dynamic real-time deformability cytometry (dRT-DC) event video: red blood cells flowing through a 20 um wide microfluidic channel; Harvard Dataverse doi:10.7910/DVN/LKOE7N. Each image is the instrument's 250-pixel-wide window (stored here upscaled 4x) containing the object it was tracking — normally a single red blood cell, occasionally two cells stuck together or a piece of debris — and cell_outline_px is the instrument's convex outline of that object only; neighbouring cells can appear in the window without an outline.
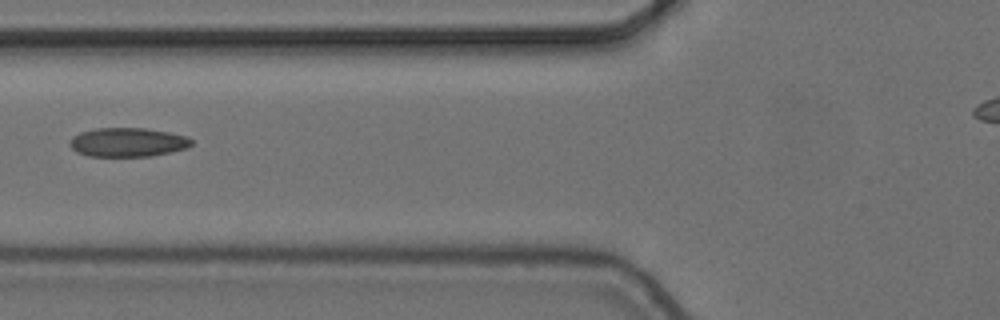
{"species": "common noctule bat (a hibernating species)", "species_latin": "Nyctalus noctula", "temperature_condition": "cold", "stored_images_in_passage": 6, "camera_frame_rate_fps": 3000, "um_per_image_px": 0.085, "animal": {"sex": "female", "body_mass_g": 24.6, "forearm_length_mm": 56.2}, "frame": {"image": 1, "passage_image": 6, "time_ms": 1.667, "image_size_px": [1000, 320], "cell_outline_px": [[192, 144], [188, 148], [152, 156], [88, 156], [76, 152], [68, 144], [72, 136], [80, 132], [96, 128], [144, 128], [168, 132], [188, 136], [192, 140]], "centroid_in_image_um": [10.85, 12.09], "position_along_channel_um": 115.0, "area_um2": 20.69}}